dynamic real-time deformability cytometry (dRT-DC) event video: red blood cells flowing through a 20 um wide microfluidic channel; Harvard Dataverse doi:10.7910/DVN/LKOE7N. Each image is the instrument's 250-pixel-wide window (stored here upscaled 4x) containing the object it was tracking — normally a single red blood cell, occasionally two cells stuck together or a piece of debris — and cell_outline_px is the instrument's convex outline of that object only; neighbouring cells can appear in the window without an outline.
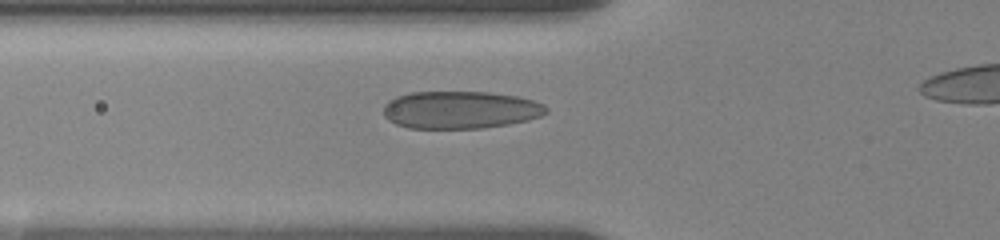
{"species": "human", "species_latin": "Homo sapiens", "temperature_condition": "room temperature", "stored_images_in_passage": 24, "camera_frame_rate_fps": 3000, "um_per_image_px": 0.085, "donor": {"sex": "female"}, "frame": {"image": 1, "passage_image": 7, "time_ms": 3.667, "image_size_px": [1000, 240], "cell_outline_px": [[548, 112], [540, 116], [528, 120], [508, 124], [484, 128], [408, 128], [396, 124], [388, 120], [384, 116], [384, 104], [388, 100], [396, 96], [408, 92], [488, 92], [516, 96], [532, 100], [544, 104], [548, 108]], "centroid_in_image_um": [39.11, 9.34], "position_along_channel_um": 86.7, "area_um2": 35.78}}
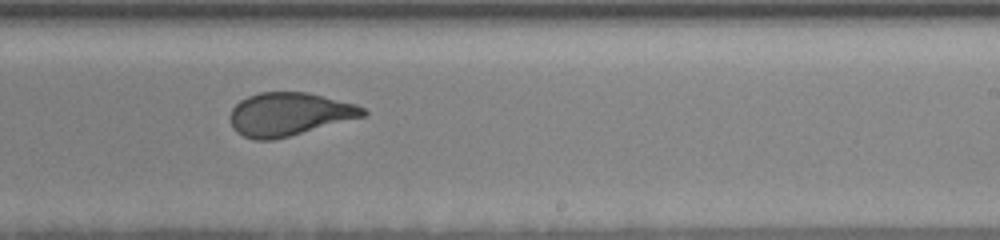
{"frame": {"image": 2, "passage_image": 15, "time_ms": 8.667, "image_size_px": [1000, 240], "cell_outline_px": [[368, 112], [364, 116], [288, 136], [272, 140], [256, 140], [244, 136], [236, 132], [232, 128], [228, 116], [232, 108], [240, 100], [248, 96], [260, 92], [308, 92], [356, 104], [364, 108]], "centroid_in_image_um": [24.53, 9.7], "position_along_channel_um": 264.5, "area_um2": 33.35}}
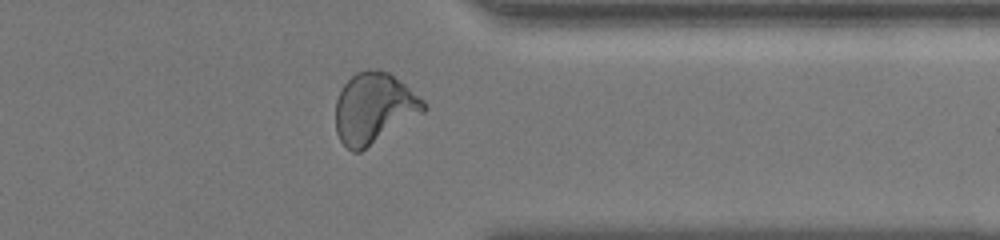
{"frame": {"image": 3, "passage_image": 21, "time_ms": 12.0, "image_size_px": [1000, 240], "cell_outline_px": [[428, 108], [424, 112], [360, 152], [352, 152], [340, 140], [336, 132], [336, 100], [344, 84], [356, 72], [368, 68], [376, 68], [388, 72], [404, 84], [424, 100], [428, 104]], "centroid_in_image_um": [31.79, 9.19], "position_along_channel_um": 379.6, "area_um2": 36.18}}